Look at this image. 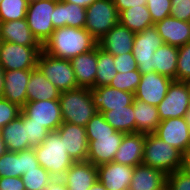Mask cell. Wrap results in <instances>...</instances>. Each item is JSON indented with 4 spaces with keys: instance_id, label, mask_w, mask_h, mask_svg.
I'll return each mask as SVG.
<instances>
[{
    "instance_id": "6da1fadb",
    "label": "cell",
    "mask_w": 190,
    "mask_h": 190,
    "mask_svg": "<svg viewBox=\"0 0 190 190\" xmlns=\"http://www.w3.org/2000/svg\"><path fill=\"white\" fill-rule=\"evenodd\" d=\"M97 42L85 28L65 26L52 32L42 50L53 57L70 60L91 51L98 45Z\"/></svg>"
},
{
    "instance_id": "7a4b0ae2",
    "label": "cell",
    "mask_w": 190,
    "mask_h": 190,
    "mask_svg": "<svg viewBox=\"0 0 190 190\" xmlns=\"http://www.w3.org/2000/svg\"><path fill=\"white\" fill-rule=\"evenodd\" d=\"M183 154L154 133L145 134L142 164L159 169L165 175L181 170Z\"/></svg>"
},
{
    "instance_id": "3957f363",
    "label": "cell",
    "mask_w": 190,
    "mask_h": 190,
    "mask_svg": "<svg viewBox=\"0 0 190 190\" xmlns=\"http://www.w3.org/2000/svg\"><path fill=\"white\" fill-rule=\"evenodd\" d=\"M33 149L39 164L53 178H62L74 163L67 153L58 131H50L46 139Z\"/></svg>"
},
{
    "instance_id": "277c9868",
    "label": "cell",
    "mask_w": 190,
    "mask_h": 190,
    "mask_svg": "<svg viewBox=\"0 0 190 190\" xmlns=\"http://www.w3.org/2000/svg\"><path fill=\"white\" fill-rule=\"evenodd\" d=\"M60 107L63 122L86 127L88 121L98 112L90 94V88L78 87L61 92Z\"/></svg>"
},
{
    "instance_id": "5b68a950",
    "label": "cell",
    "mask_w": 190,
    "mask_h": 190,
    "mask_svg": "<svg viewBox=\"0 0 190 190\" xmlns=\"http://www.w3.org/2000/svg\"><path fill=\"white\" fill-rule=\"evenodd\" d=\"M37 67L61 92L79 87L70 60L53 57L42 50L38 56Z\"/></svg>"
},
{
    "instance_id": "8992f818",
    "label": "cell",
    "mask_w": 190,
    "mask_h": 190,
    "mask_svg": "<svg viewBox=\"0 0 190 190\" xmlns=\"http://www.w3.org/2000/svg\"><path fill=\"white\" fill-rule=\"evenodd\" d=\"M119 23L113 0H97L86 8L85 29L98 41Z\"/></svg>"
},
{
    "instance_id": "52a82bcc",
    "label": "cell",
    "mask_w": 190,
    "mask_h": 190,
    "mask_svg": "<svg viewBox=\"0 0 190 190\" xmlns=\"http://www.w3.org/2000/svg\"><path fill=\"white\" fill-rule=\"evenodd\" d=\"M57 0H30L26 20L34 37L43 46L55 30L53 26L54 8Z\"/></svg>"
},
{
    "instance_id": "ba28073f",
    "label": "cell",
    "mask_w": 190,
    "mask_h": 190,
    "mask_svg": "<svg viewBox=\"0 0 190 190\" xmlns=\"http://www.w3.org/2000/svg\"><path fill=\"white\" fill-rule=\"evenodd\" d=\"M41 51L42 46H24L0 41V66L4 71L32 70L37 67Z\"/></svg>"
},
{
    "instance_id": "9c48e42d",
    "label": "cell",
    "mask_w": 190,
    "mask_h": 190,
    "mask_svg": "<svg viewBox=\"0 0 190 190\" xmlns=\"http://www.w3.org/2000/svg\"><path fill=\"white\" fill-rule=\"evenodd\" d=\"M163 44L154 25L135 34L132 52L141 74L154 71L153 54Z\"/></svg>"
},
{
    "instance_id": "30bf717a",
    "label": "cell",
    "mask_w": 190,
    "mask_h": 190,
    "mask_svg": "<svg viewBox=\"0 0 190 190\" xmlns=\"http://www.w3.org/2000/svg\"><path fill=\"white\" fill-rule=\"evenodd\" d=\"M160 120L185 117L189 109V82L173 80L165 98L158 104Z\"/></svg>"
},
{
    "instance_id": "8fae6325",
    "label": "cell",
    "mask_w": 190,
    "mask_h": 190,
    "mask_svg": "<svg viewBox=\"0 0 190 190\" xmlns=\"http://www.w3.org/2000/svg\"><path fill=\"white\" fill-rule=\"evenodd\" d=\"M22 111L30 118V123L42 125L49 131H57L63 123L59 99L26 102Z\"/></svg>"
},
{
    "instance_id": "7c38bea8",
    "label": "cell",
    "mask_w": 190,
    "mask_h": 190,
    "mask_svg": "<svg viewBox=\"0 0 190 190\" xmlns=\"http://www.w3.org/2000/svg\"><path fill=\"white\" fill-rule=\"evenodd\" d=\"M123 137L124 133L119 131L111 135L87 136L89 142L87 161L95 166L113 162Z\"/></svg>"
},
{
    "instance_id": "4fadbf2b",
    "label": "cell",
    "mask_w": 190,
    "mask_h": 190,
    "mask_svg": "<svg viewBox=\"0 0 190 190\" xmlns=\"http://www.w3.org/2000/svg\"><path fill=\"white\" fill-rule=\"evenodd\" d=\"M172 81L155 71L142 74L134 96L136 99L157 107L165 98Z\"/></svg>"
},
{
    "instance_id": "5bb4252c",
    "label": "cell",
    "mask_w": 190,
    "mask_h": 190,
    "mask_svg": "<svg viewBox=\"0 0 190 190\" xmlns=\"http://www.w3.org/2000/svg\"><path fill=\"white\" fill-rule=\"evenodd\" d=\"M154 134L184 155L190 140V128L185 117L162 120Z\"/></svg>"
},
{
    "instance_id": "9a60e30c",
    "label": "cell",
    "mask_w": 190,
    "mask_h": 190,
    "mask_svg": "<svg viewBox=\"0 0 190 190\" xmlns=\"http://www.w3.org/2000/svg\"><path fill=\"white\" fill-rule=\"evenodd\" d=\"M39 166L33 148L20 152L6 151L0 156V178L21 177L25 172Z\"/></svg>"
},
{
    "instance_id": "2e32d148",
    "label": "cell",
    "mask_w": 190,
    "mask_h": 190,
    "mask_svg": "<svg viewBox=\"0 0 190 190\" xmlns=\"http://www.w3.org/2000/svg\"><path fill=\"white\" fill-rule=\"evenodd\" d=\"M57 131L61 139H63V145L73 161H86L89 150L86 128L63 122Z\"/></svg>"
},
{
    "instance_id": "e0dca14e",
    "label": "cell",
    "mask_w": 190,
    "mask_h": 190,
    "mask_svg": "<svg viewBox=\"0 0 190 190\" xmlns=\"http://www.w3.org/2000/svg\"><path fill=\"white\" fill-rule=\"evenodd\" d=\"M90 94L97 111H109L133 104L134 93L111 86L90 88Z\"/></svg>"
},
{
    "instance_id": "ac0fdd59",
    "label": "cell",
    "mask_w": 190,
    "mask_h": 190,
    "mask_svg": "<svg viewBox=\"0 0 190 190\" xmlns=\"http://www.w3.org/2000/svg\"><path fill=\"white\" fill-rule=\"evenodd\" d=\"M134 32L120 23L111 28L101 39L98 46L113 56L130 53L133 51Z\"/></svg>"
},
{
    "instance_id": "d6986e66",
    "label": "cell",
    "mask_w": 190,
    "mask_h": 190,
    "mask_svg": "<svg viewBox=\"0 0 190 190\" xmlns=\"http://www.w3.org/2000/svg\"><path fill=\"white\" fill-rule=\"evenodd\" d=\"M134 167L110 162L97 166L98 180L108 190H128Z\"/></svg>"
},
{
    "instance_id": "ffe728a7",
    "label": "cell",
    "mask_w": 190,
    "mask_h": 190,
    "mask_svg": "<svg viewBox=\"0 0 190 190\" xmlns=\"http://www.w3.org/2000/svg\"><path fill=\"white\" fill-rule=\"evenodd\" d=\"M31 70L4 71V90L2 97L23 107L27 102V84Z\"/></svg>"
},
{
    "instance_id": "44dd1931",
    "label": "cell",
    "mask_w": 190,
    "mask_h": 190,
    "mask_svg": "<svg viewBox=\"0 0 190 190\" xmlns=\"http://www.w3.org/2000/svg\"><path fill=\"white\" fill-rule=\"evenodd\" d=\"M62 179L68 190H89L98 180L97 166L87 160L74 162Z\"/></svg>"
},
{
    "instance_id": "7402d4cb",
    "label": "cell",
    "mask_w": 190,
    "mask_h": 190,
    "mask_svg": "<svg viewBox=\"0 0 190 190\" xmlns=\"http://www.w3.org/2000/svg\"><path fill=\"white\" fill-rule=\"evenodd\" d=\"M144 142V133H124L122 143L116 152L113 162L131 167L142 164Z\"/></svg>"
},
{
    "instance_id": "603a6c76",
    "label": "cell",
    "mask_w": 190,
    "mask_h": 190,
    "mask_svg": "<svg viewBox=\"0 0 190 190\" xmlns=\"http://www.w3.org/2000/svg\"><path fill=\"white\" fill-rule=\"evenodd\" d=\"M165 44L180 47L190 42V22L166 17L154 24Z\"/></svg>"
},
{
    "instance_id": "cb8c5ba5",
    "label": "cell",
    "mask_w": 190,
    "mask_h": 190,
    "mask_svg": "<svg viewBox=\"0 0 190 190\" xmlns=\"http://www.w3.org/2000/svg\"><path fill=\"white\" fill-rule=\"evenodd\" d=\"M79 87L95 88L97 71V46L89 52L70 59Z\"/></svg>"
},
{
    "instance_id": "d4e9b609",
    "label": "cell",
    "mask_w": 190,
    "mask_h": 190,
    "mask_svg": "<svg viewBox=\"0 0 190 190\" xmlns=\"http://www.w3.org/2000/svg\"><path fill=\"white\" fill-rule=\"evenodd\" d=\"M51 20L55 29L65 26L84 28L86 24V8L63 0H57L53 19Z\"/></svg>"
},
{
    "instance_id": "484cf974",
    "label": "cell",
    "mask_w": 190,
    "mask_h": 190,
    "mask_svg": "<svg viewBox=\"0 0 190 190\" xmlns=\"http://www.w3.org/2000/svg\"><path fill=\"white\" fill-rule=\"evenodd\" d=\"M0 41L24 46H42L30 30L26 18L0 22Z\"/></svg>"
},
{
    "instance_id": "4316f807",
    "label": "cell",
    "mask_w": 190,
    "mask_h": 190,
    "mask_svg": "<svg viewBox=\"0 0 190 190\" xmlns=\"http://www.w3.org/2000/svg\"><path fill=\"white\" fill-rule=\"evenodd\" d=\"M166 176L159 169L139 164L134 167L128 190H160L166 185Z\"/></svg>"
},
{
    "instance_id": "83f0119b",
    "label": "cell",
    "mask_w": 190,
    "mask_h": 190,
    "mask_svg": "<svg viewBox=\"0 0 190 190\" xmlns=\"http://www.w3.org/2000/svg\"><path fill=\"white\" fill-rule=\"evenodd\" d=\"M27 102L59 99L61 91L36 67L31 70L27 84Z\"/></svg>"
},
{
    "instance_id": "f1b7e54d",
    "label": "cell",
    "mask_w": 190,
    "mask_h": 190,
    "mask_svg": "<svg viewBox=\"0 0 190 190\" xmlns=\"http://www.w3.org/2000/svg\"><path fill=\"white\" fill-rule=\"evenodd\" d=\"M0 134L9 152L31 149L27 139L26 122L20 116L1 128Z\"/></svg>"
},
{
    "instance_id": "f546056e",
    "label": "cell",
    "mask_w": 190,
    "mask_h": 190,
    "mask_svg": "<svg viewBox=\"0 0 190 190\" xmlns=\"http://www.w3.org/2000/svg\"><path fill=\"white\" fill-rule=\"evenodd\" d=\"M134 118L136 122V132L154 133L161 122L158 114V108L134 98Z\"/></svg>"
},
{
    "instance_id": "4dcf8cb0",
    "label": "cell",
    "mask_w": 190,
    "mask_h": 190,
    "mask_svg": "<svg viewBox=\"0 0 190 190\" xmlns=\"http://www.w3.org/2000/svg\"><path fill=\"white\" fill-rule=\"evenodd\" d=\"M177 59L178 47L164 43L153 54L154 71L176 80Z\"/></svg>"
},
{
    "instance_id": "1f68e13d",
    "label": "cell",
    "mask_w": 190,
    "mask_h": 190,
    "mask_svg": "<svg viewBox=\"0 0 190 190\" xmlns=\"http://www.w3.org/2000/svg\"><path fill=\"white\" fill-rule=\"evenodd\" d=\"M119 23L134 33L154 25L147 5L130 7L119 14Z\"/></svg>"
},
{
    "instance_id": "d6a6232c",
    "label": "cell",
    "mask_w": 190,
    "mask_h": 190,
    "mask_svg": "<svg viewBox=\"0 0 190 190\" xmlns=\"http://www.w3.org/2000/svg\"><path fill=\"white\" fill-rule=\"evenodd\" d=\"M116 130L122 133H136V122L133 104L109 111H98Z\"/></svg>"
},
{
    "instance_id": "836d02e7",
    "label": "cell",
    "mask_w": 190,
    "mask_h": 190,
    "mask_svg": "<svg viewBox=\"0 0 190 190\" xmlns=\"http://www.w3.org/2000/svg\"><path fill=\"white\" fill-rule=\"evenodd\" d=\"M117 73L118 72L114 66V56L105 52L97 45L95 87L109 86Z\"/></svg>"
},
{
    "instance_id": "e575fe53",
    "label": "cell",
    "mask_w": 190,
    "mask_h": 190,
    "mask_svg": "<svg viewBox=\"0 0 190 190\" xmlns=\"http://www.w3.org/2000/svg\"><path fill=\"white\" fill-rule=\"evenodd\" d=\"M30 0H1L0 22L26 18Z\"/></svg>"
},
{
    "instance_id": "d590c367",
    "label": "cell",
    "mask_w": 190,
    "mask_h": 190,
    "mask_svg": "<svg viewBox=\"0 0 190 190\" xmlns=\"http://www.w3.org/2000/svg\"><path fill=\"white\" fill-rule=\"evenodd\" d=\"M25 190H44L53 177L41 165L21 176Z\"/></svg>"
},
{
    "instance_id": "8d00e7d4",
    "label": "cell",
    "mask_w": 190,
    "mask_h": 190,
    "mask_svg": "<svg viewBox=\"0 0 190 190\" xmlns=\"http://www.w3.org/2000/svg\"><path fill=\"white\" fill-rule=\"evenodd\" d=\"M141 76L142 74L138 69L124 73L120 72L112 79L109 86L130 93H135L141 80Z\"/></svg>"
},
{
    "instance_id": "74e56055",
    "label": "cell",
    "mask_w": 190,
    "mask_h": 190,
    "mask_svg": "<svg viewBox=\"0 0 190 190\" xmlns=\"http://www.w3.org/2000/svg\"><path fill=\"white\" fill-rule=\"evenodd\" d=\"M19 116L26 122L27 139L30 147H37L46 139L50 131L42 125L30 123V118L22 110Z\"/></svg>"
},
{
    "instance_id": "f35d334b",
    "label": "cell",
    "mask_w": 190,
    "mask_h": 190,
    "mask_svg": "<svg viewBox=\"0 0 190 190\" xmlns=\"http://www.w3.org/2000/svg\"><path fill=\"white\" fill-rule=\"evenodd\" d=\"M176 81L190 82V42L178 47Z\"/></svg>"
},
{
    "instance_id": "ab89813d",
    "label": "cell",
    "mask_w": 190,
    "mask_h": 190,
    "mask_svg": "<svg viewBox=\"0 0 190 190\" xmlns=\"http://www.w3.org/2000/svg\"><path fill=\"white\" fill-rule=\"evenodd\" d=\"M86 136H103L115 134L117 131L97 112L86 124Z\"/></svg>"
},
{
    "instance_id": "60d3db41",
    "label": "cell",
    "mask_w": 190,
    "mask_h": 190,
    "mask_svg": "<svg viewBox=\"0 0 190 190\" xmlns=\"http://www.w3.org/2000/svg\"><path fill=\"white\" fill-rule=\"evenodd\" d=\"M146 5L154 24L170 16L171 0H147Z\"/></svg>"
},
{
    "instance_id": "b9f144b4",
    "label": "cell",
    "mask_w": 190,
    "mask_h": 190,
    "mask_svg": "<svg viewBox=\"0 0 190 190\" xmlns=\"http://www.w3.org/2000/svg\"><path fill=\"white\" fill-rule=\"evenodd\" d=\"M22 108L7 99L0 97V129L15 120L21 113Z\"/></svg>"
},
{
    "instance_id": "7bdbcfd3",
    "label": "cell",
    "mask_w": 190,
    "mask_h": 190,
    "mask_svg": "<svg viewBox=\"0 0 190 190\" xmlns=\"http://www.w3.org/2000/svg\"><path fill=\"white\" fill-rule=\"evenodd\" d=\"M166 186L169 190H190V177L182 170L166 176Z\"/></svg>"
},
{
    "instance_id": "ee69618b",
    "label": "cell",
    "mask_w": 190,
    "mask_h": 190,
    "mask_svg": "<svg viewBox=\"0 0 190 190\" xmlns=\"http://www.w3.org/2000/svg\"><path fill=\"white\" fill-rule=\"evenodd\" d=\"M170 16L190 22V0H171Z\"/></svg>"
},
{
    "instance_id": "f6af8a7d",
    "label": "cell",
    "mask_w": 190,
    "mask_h": 190,
    "mask_svg": "<svg viewBox=\"0 0 190 190\" xmlns=\"http://www.w3.org/2000/svg\"><path fill=\"white\" fill-rule=\"evenodd\" d=\"M114 66L118 73H124L138 69L133 52L114 56Z\"/></svg>"
},
{
    "instance_id": "bcb514c9",
    "label": "cell",
    "mask_w": 190,
    "mask_h": 190,
    "mask_svg": "<svg viewBox=\"0 0 190 190\" xmlns=\"http://www.w3.org/2000/svg\"><path fill=\"white\" fill-rule=\"evenodd\" d=\"M1 190H25L24 182L21 177H2L0 178Z\"/></svg>"
},
{
    "instance_id": "7dc6e473",
    "label": "cell",
    "mask_w": 190,
    "mask_h": 190,
    "mask_svg": "<svg viewBox=\"0 0 190 190\" xmlns=\"http://www.w3.org/2000/svg\"><path fill=\"white\" fill-rule=\"evenodd\" d=\"M147 0H113L114 5L118 13L120 14L123 10L130 7H136L138 5L145 6Z\"/></svg>"
},
{
    "instance_id": "c3c4849f",
    "label": "cell",
    "mask_w": 190,
    "mask_h": 190,
    "mask_svg": "<svg viewBox=\"0 0 190 190\" xmlns=\"http://www.w3.org/2000/svg\"><path fill=\"white\" fill-rule=\"evenodd\" d=\"M44 190H68L62 178H53Z\"/></svg>"
},
{
    "instance_id": "681fc988",
    "label": "cell",
    "mask_w": 190,
    "mask_h": 190,
    "mask_svg": "<svg viewBox=\"0 0 190 190\" xmlns=\"http://www.w3.org/2000/svg\"><path fill=\"white\" fill-rule=\"evenodd\" d=\"M63 1L73 3V4H76L78 6L87 8L97 0H63Z\"/></svg>"
},
{
    "instance_id": "f907efd6",
    "label": "cell",
    "mask_w": 190,
    "mask_h": 190,
    "mask_svg": "<svg viewBox=\"0 0 190 190\" xmlns=\"http://www.w3.org/2000/svg\"><path fill=\"white\" fill-rule=\"evenodd\" d=\"M181 170L190 177V157H183V166Z\"/></svg>"
},
{
    "instance_id": "816d5d0a",
    "label": "cell",
    "mask_w": 190,
    "mask_h": 190,
    "mask_svg": "<svg viewBox=\"0 0 190 190\" xmlns=\"http://www.w3.org/2000/svg\"><path fill=\"white\" fill-rule=\"evenodd\" d=\"M3 90H4V70L0 66V97H2Z\"/></svg>"
},
{
    "instance_id": "f5cc1de1",
    "label": "cell",
    "mask_w": 190,
    "mask_h": 190,
    "mask_svg": "<svg viewBox=\"0 0 190 190\" xmlns=\"http://www.w3.org/2000/svg\"><path fill=\"white\" fill-rule=\"evenodd\" d=\"M89 190H108L99 180H97Z\"/></svg>"
},
{
    "instance_id": "db71d44e",
    "label": "cell",
    "mask_w": 190,
    "mask_h": 190,
    "mask_svg": "<svg viewBox=\"0 0 190 190\" xmlns=\"http://www.w3.org/2000/svg\"><path fill=\"white\" fill-rule=\"evenodd\" d=\"M185 120L188 123L189 128H190V82H189V109L185 115Z\"/></svg>"
},
{
    "instance_id": "11a10c76",
    "label": "cell",
    "mask_w": 190,
    "mask_h": 190,
    "mask_svg": "<svg viewBox=\"0 0 190 190\" xmlns=\"http://www.w3.org/2000/svg\"><path fill=\"white\" fill-rule=\"evenodd\" d=\"M7 151L5 142L3 141L1 134H0V156Z\"/></svg>"
},
{
    "instance_id": "9f6ffc18",
    "label": "cell",
    "mask_w": 190,
    "mask_h": 190,
    "mask_svg": "<svg viewBox=\"0 0 190 190\" xmlns=\"http://www.w3.org/2000/svg\"><path fill=\"white\" fill-rule=\"evenodd\" d=\"M184 157H190V140H189V144L187 146V149L183 155Z\"/></svg>"
},
{
    "instance_id": "6f0895ef",
    "label": "cell",
    "mask_w": 190,
    "mask_h": 190,
    "mask_svg": "<svg viewBox=\"0 0 190 190\" xmlns=\"http://www.w3.org/2000/svg\"><path fill=\"white\" fill-rule=\"evenodd\" d=\"M160 190H169L168 187L165 185L163 188H161Z\"/></svg>"
}]
</instances>
